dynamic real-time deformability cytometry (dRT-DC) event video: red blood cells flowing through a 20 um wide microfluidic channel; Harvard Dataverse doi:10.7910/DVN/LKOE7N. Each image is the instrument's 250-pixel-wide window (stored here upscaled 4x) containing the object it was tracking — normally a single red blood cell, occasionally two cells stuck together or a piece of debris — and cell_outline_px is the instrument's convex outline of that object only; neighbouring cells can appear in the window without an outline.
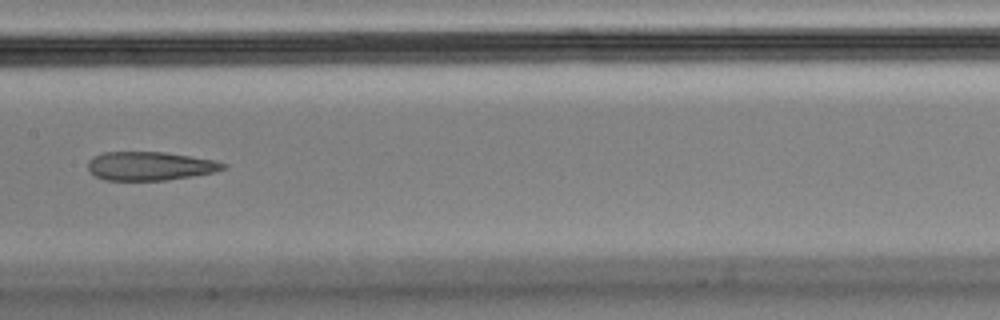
{"species": "Egyptian fruit bat (a non-hibernating species)", "species_latin": "Rousettus aegyptiacus", "temperature_condition": "cold", "stored_images_in_passage": 11, "camera_frame_rate_fps": 3000, "um_per_image_px": 0.085, "animal": {"sex": "male"}, "frame": {"image": 1, "passage_image": 4, "time_ms": 1.0, "image_size_px": [1000, 320], "cell_outline_px": [[228, 168], [212, 172], [164, 180], [104, 180], [96, 176], [88, 168], [88, 160], [92, 156], [104, 152], [164, 152], [216, 160], [228, 164]], "centroid_in_image_um": [12.74, 14.1], "position_along_channel_um": 194.7, "area_um2": 22.48}}
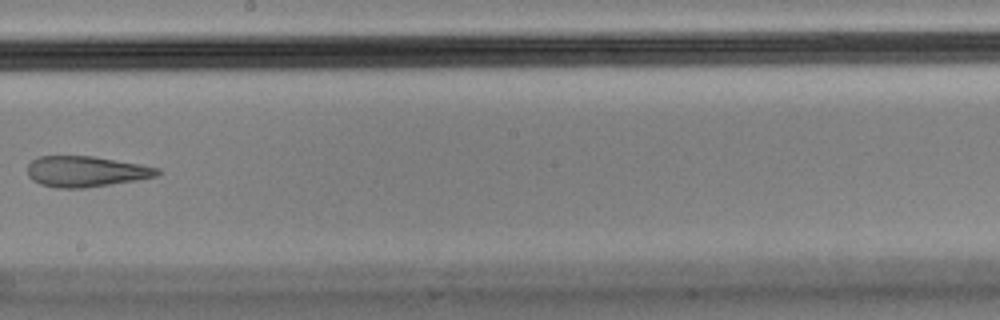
{"frame": {"image": 2, "passage_image": 5, "time_ms": 1.333, "image_size_px": [1000, 320], "cell_outline_px": [[160, 172], [156, 176], [136, 180], [84, 188], [56, 188], [40, 184], [32, 180], [28, 176], [28, 164], [32, 160], [40, 156], [92, 156], [140, 164], [160, 168]], "centroid_in_image_um": [7.28, 14.58], "position_along_channel_um": 240.9, "area_um2": 23.18}}